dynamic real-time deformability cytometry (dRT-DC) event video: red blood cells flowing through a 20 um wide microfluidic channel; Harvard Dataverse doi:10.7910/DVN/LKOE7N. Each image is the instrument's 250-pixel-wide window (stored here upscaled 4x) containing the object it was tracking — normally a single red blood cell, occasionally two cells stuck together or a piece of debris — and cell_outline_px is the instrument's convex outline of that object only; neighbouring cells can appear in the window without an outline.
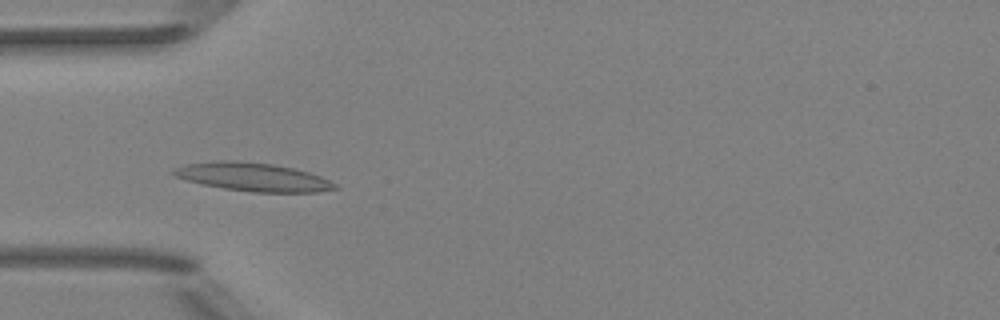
{"species": "Egyptian fruit bat (a non-hibernating species)", "species_latin": "Rousettus aegyptiacus", "temperature_condition": "room temperature", "stored_images_in_passage": 8, "camera_frame_rate_fps": 3000, "um_per_image_px": 0.085, "animal": {"sex": "female"}, "frame": {"image": 1, "passage_image": 5, "time_ms": 4.667, "image_size_px": [1000, 320], "cell_outline_px": [[340, 188], [316, 192], [252, 192], [224, 188], [204, 184], [188, 180], [176, 176], [168, 172], [172, 168], [184, 164], [220, 160], [236, 160], [272, 164], [292, 168], [308, 172], [320, 176], [336, 184]], "centroid_in_image_um": [21.47, 15.03], "position_along_channel_um": 63.5, "area_um2": 26.59}}
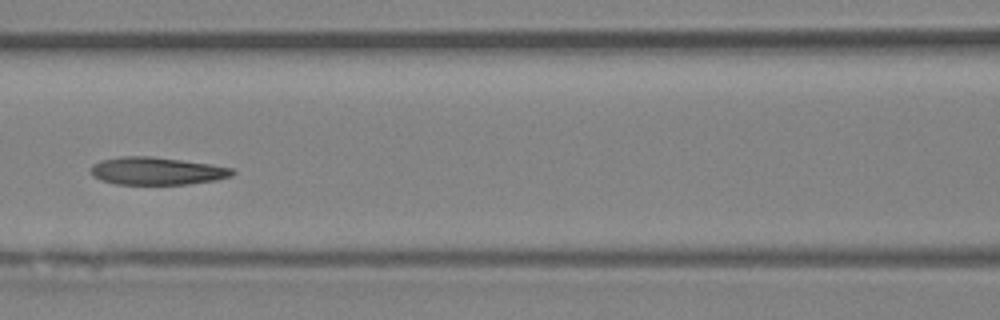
{"frame": {"image": 2, "passage_image": 7, "time_ms": 7.0, "image_size_px": [1000, 320], "cell_outline_px": [[236, 172], [232, 176], [216, 180], [188, 184], [116, 184], [100, 180], [92, 176], [88, 172], [92, 164], [100, 160], [120, 156], [152, 156], [212, 164], [232, 168]], "centroid_in_image_um": [13.29, 14.53], "position_along_channel_um": 153.3, "area_um2": 23.12}}
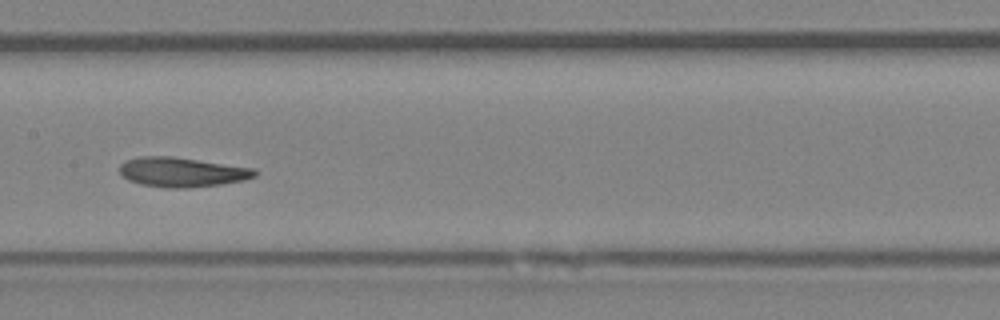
{"frame": {"image": 3, "passage_image": 8, "time_ms": 8.0, "image_size_px": [1000, 320], "cell_outline_px": [[256, 176], [244, 180], [220, 184], [188, 188], [164, 188], [140, 184], [128, 180], [120, 172], [120, 164], [124, 160], [140, 156], [172, 156], [256, 168]], "centroid_in_image_um": [15.46, 14.62], "position_along_channel_um": 191.9, "area_um2": 23.47}}